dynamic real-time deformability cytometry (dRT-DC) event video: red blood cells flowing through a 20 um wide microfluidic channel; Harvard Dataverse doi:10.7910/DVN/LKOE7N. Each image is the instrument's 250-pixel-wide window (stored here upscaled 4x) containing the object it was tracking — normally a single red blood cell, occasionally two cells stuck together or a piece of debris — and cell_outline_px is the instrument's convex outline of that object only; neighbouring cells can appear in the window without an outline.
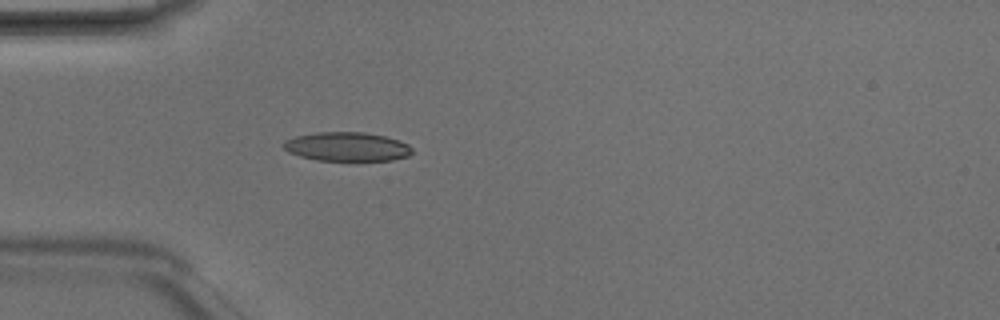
{"species": "Egyptian fruit bat (a non-hibernating species)", "species_latin": "Rousettus aegyptiacus", "temperature_condition": "room temperature", "stored_images_in_passage": 3, "camera_frame_rate_fps": 3000, "um_per_image_px": 0.085, "animal": {"sex": "male"}, "frame": {"image": 1, "passage_image": 3, "time_ms": 0.667, "image_size_px": [1000, 320], "cell_outline_px": [[412, 152], [408, 156], [392, 160], [316, 160], [300, 156], [288, 152], [284, 148], [284, 140], [296, 136], [320, 132], [364, 132], [384, 136], [408, 144], [412, 148]], "centroid_in_image_um": [29.48, 12.47], "position_along_channel_um": 55.5, "area_um2": 21.5}}